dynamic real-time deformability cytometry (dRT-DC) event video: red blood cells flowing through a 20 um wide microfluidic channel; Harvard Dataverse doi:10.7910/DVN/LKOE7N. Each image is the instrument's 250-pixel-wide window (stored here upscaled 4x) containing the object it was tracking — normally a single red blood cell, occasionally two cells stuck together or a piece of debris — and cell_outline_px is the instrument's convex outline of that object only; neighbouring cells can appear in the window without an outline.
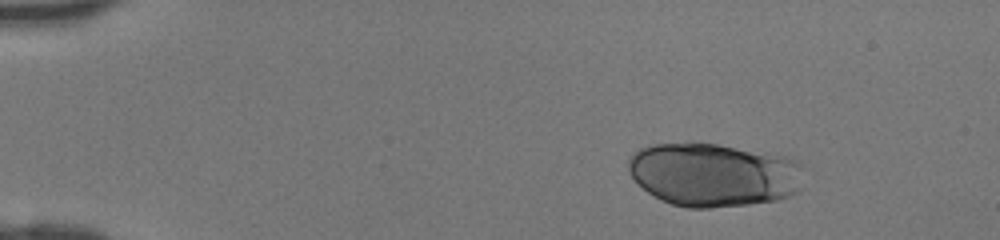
{"species": "human", "species_latin": "Homo sapiens", "temperature_condition": "room temperature", "stored_images_in_passage": 46, "camera_frame_rate_fps": 3000, "um_per_image_px": 0.085, "donor": {"sex": "female"}, "frame": {"image": 1, "passage_image": 7, "time_ms": 2.0, "image_size_px": [1000, 240], "cell_outline_px": [[800, 188], [792, 196], [776, 200], [748, 204], [708, 208], [688, 208], [672, 204], [648, 192], [636, 184], [628, 172], [628, 160], [640, 148], [652, 144], [716, 144], [784, 156], [800, 160]], "centroid_in_image_um": [60.64, 14.86], "position_along_channel_um": 24.4, "area_um2": 64.62}}